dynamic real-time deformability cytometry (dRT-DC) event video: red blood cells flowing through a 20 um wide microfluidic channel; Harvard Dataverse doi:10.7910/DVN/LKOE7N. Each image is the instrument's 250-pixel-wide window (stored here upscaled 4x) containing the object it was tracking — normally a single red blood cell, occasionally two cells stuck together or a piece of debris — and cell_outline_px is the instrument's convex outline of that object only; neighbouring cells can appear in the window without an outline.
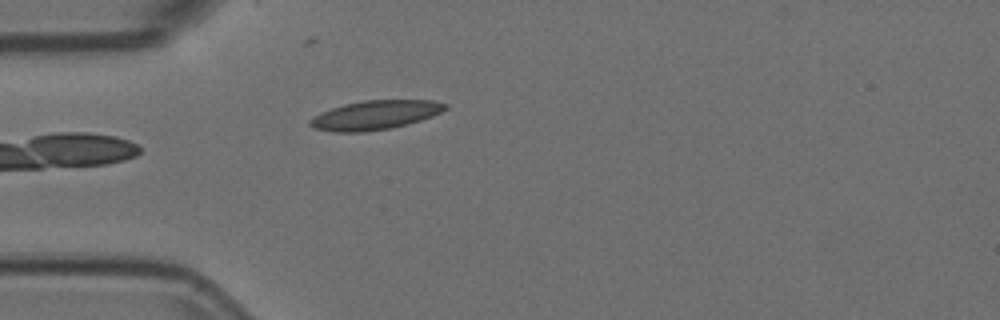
{"species": "Egyptian fruit bat (a non-hibernating species)", "species_latin": "Rousettus aegyptiacus", "temperature_condition": "room temperature", "stored_images_in_passage": 1, "camera_frame_rate_fps": 3000, "um_per_image_px": 0.085, "animal": {"sex": "female"}, "frame": {"image": 1, "passage_image": 1, "time_ms": 0.0, "image_size_px": [1000, 320], "cell_outline_px": [[448, 108], [432, 116], [408, 124], [392, 128], [364, 132], [332, 132], [312, 128], [308, 124], [308, 120], [320, 112], [344, 104], [364, 100], [432, 100], [448, 104]], "centroid_in_image_um": [31.86, 9.78], "position_along_channel_um": 53.1, "area_um2": 23.12}}